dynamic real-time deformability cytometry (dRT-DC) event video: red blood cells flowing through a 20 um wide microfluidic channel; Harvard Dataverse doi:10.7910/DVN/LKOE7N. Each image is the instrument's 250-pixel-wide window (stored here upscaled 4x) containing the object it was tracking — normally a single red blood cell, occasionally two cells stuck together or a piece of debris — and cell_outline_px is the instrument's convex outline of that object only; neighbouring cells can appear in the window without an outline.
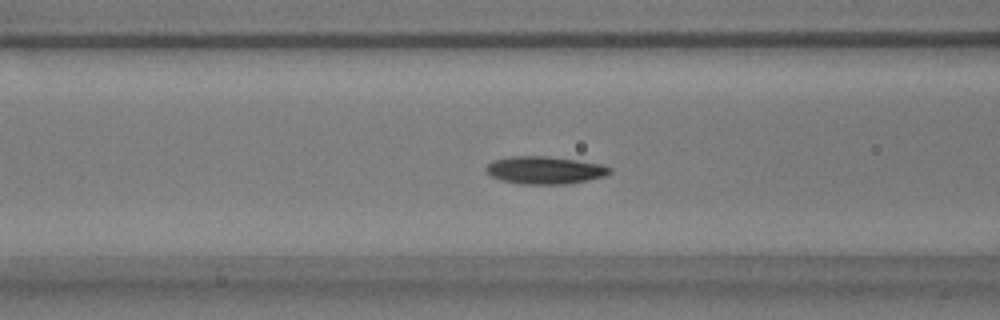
{"species": "common noctule bat (a hibernating species)", "species_latin": "Nyctalus noctula", "temperature_condition": "warm", "stored_images_in_passage": 57, "camera_frame_rate_fps": 3000, "um_per_image_px": 0.085, "animal": {"sex": "male", "body_mass_g": 17.9}, "frame": {"image": 1, "passage_image": 22, "time_ms": 7.0, "image_size_px": [1000, 320], "cell_outline_px": [[612, 172], [608, 176], [588, 180], [564, 184], [520, 184], [500, 180], [492, 176], [484, 168], [492, 160], [508, 156], [548, 156], [604, 164], [612, 168]], "centroid_in_image_um": [46.34, 14.46], "position_along_channel_um": 120.3, "area_um2": 20.17}}
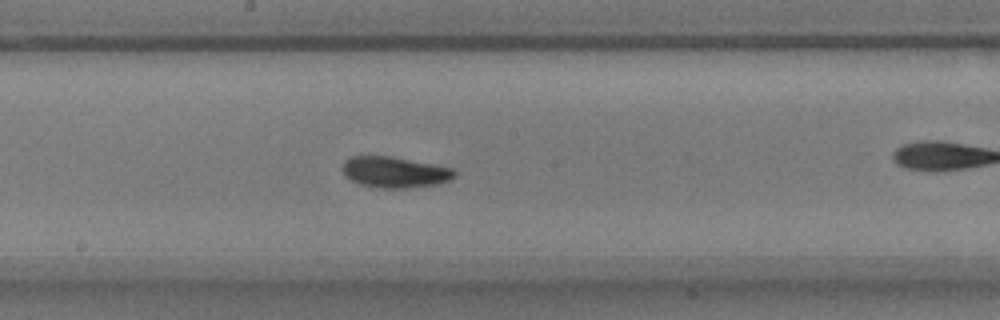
{"frame": {"image": 2, "passage_image": 30, "time_ms": 9.667, "image_size_px": [1000, 320], "cell_outline_px": [[456, 176], [452, 180], [440, 184], [408, 188], [376, 188], [360, 184], [344, 176], [344, 160], [348, 156], [392, 156], [452, 168], [456, 172]], "centroid_in_image_um": [33.58, 14.64], "position_along_channel_um": 214.6, "area_um2": 20.4}}
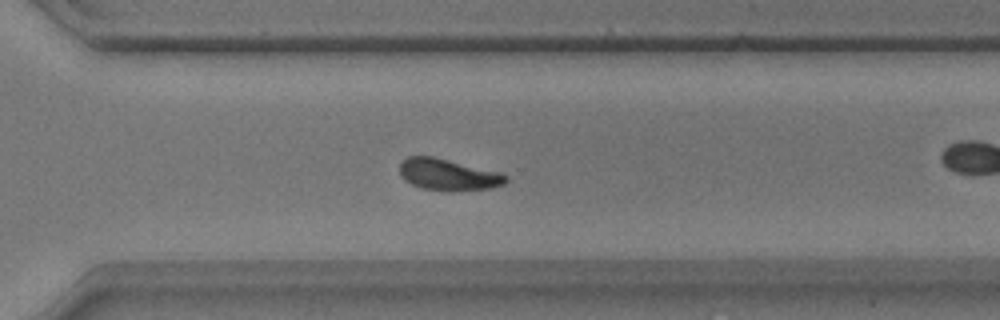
{"frame": {"image": 3, "passage_image": 40, "time_ms": 13.0, "image_size_px": [1000, 320], "cell_outline_px": [[508, 180], [504, 184], [492, 188], [452, 192], [420, 188], [404, 180], [400, 172], [400, 164], [408, 156], [432, 156], [504, 172], [508, 176]], "centroid_in_image_um": [38.16, 14.85], "position_along_channel_um": 332.4, "area_um2": 19.94}, "authors_computed_cell_mechanics": {"area_um2": 19.2474, "velocity_mm_per_s": 3.5434, "shape_relaxation_time_tau1_ms": 2.7561, "shape_relaxation_time_tau2_ms": 3.3623, "deformation_change_tau1": 0.111, "deformation_change_tau2": 0.0855}}